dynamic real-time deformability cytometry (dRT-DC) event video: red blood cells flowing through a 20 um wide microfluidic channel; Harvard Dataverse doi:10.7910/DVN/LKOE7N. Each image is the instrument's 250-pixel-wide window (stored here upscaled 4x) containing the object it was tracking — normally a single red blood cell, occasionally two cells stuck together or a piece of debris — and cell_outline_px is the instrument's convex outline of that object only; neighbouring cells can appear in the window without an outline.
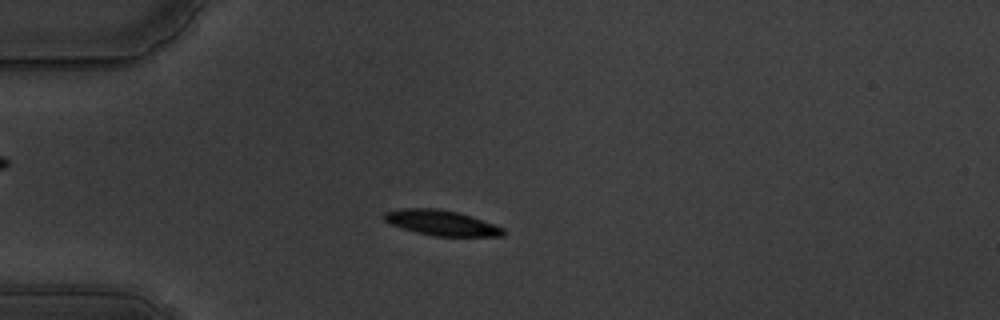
{"species": "common noctule bat (a hibernating species)", "species_latin": "Nyctalus noctula", "temperature_condition": "warm", "stored_images_in_passage": 57, "camera_frame_rate_fps": 3000, "um_per_image_px": 0.085, "animal": {"sex": "male", "body_mass_g": 19.5, "forearm_length_mm": 54.6}, "frame": {"image": 1, "passage_image": 15, "time_ms": 4.667, "image_size_px": [1000, 320], "cell_outline_px": [[508, 232], [504, 236], [436, 236], [416, 232], [392, 224], [384, 220], [384, 212], [400, 208], [436, 208], [456, 212], [504, 228]], "centroid_in_image_um": [37.52, 18.94], "position_along_channel_um": 47.5, "area_um2": 17.22}}
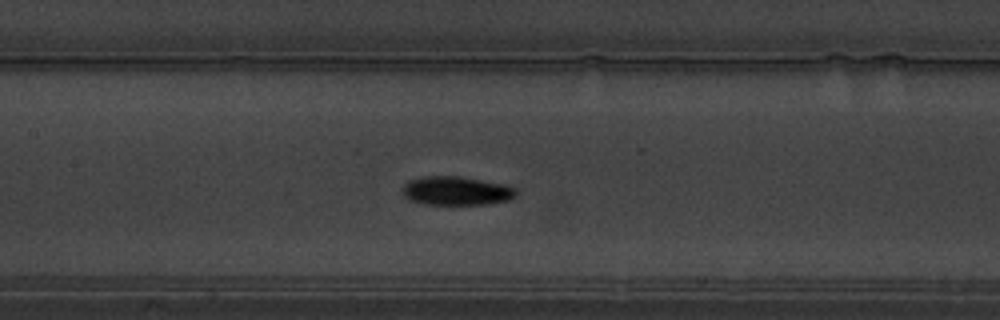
{"frame": {"image": 2, "passage_image": 27, "time_ms": 8.667, "image_size_px": [1000, 320], "cell_outline_px": [[516, 196], [508, 200], [488, 204], [424, 204], [412, 200], [404, 196], [400, 192], [404, 184], [408, 180], [424, 176], [460, 176], [504, 184], [516, 188]], "centroid_in_image_um": [38.77, 16.21], "position_along_channel_um": 168.6, "area_um2": 19.13}}
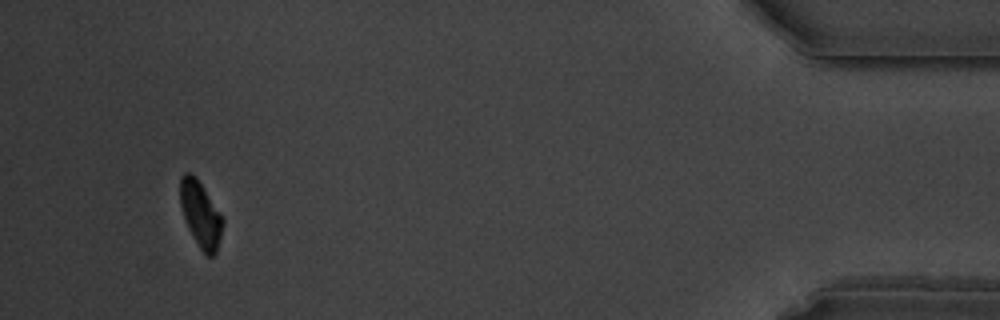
{"frame": {"image": 3, "passage_image": 54, "time_ms": 17.667, "image_size_px": [1000, 320], "cell_outline_px": [[224, 224], [216, 252], [212, 256], [208, 256], [200, 248], [184, 216], [180, 204], [180, 176], [184, 172], [188, 172], [196, 176], [224, 220]], "centroid_in_image_um": [17.05, 18.17], "position_along_channel_um": 418.1, "area_um2": 15.84}, "authors_computed_cell_mechanics": {"area_um2": 17.6868, "velocity_mm_per_s": 3.5121, "shape_relaxation_time_tau1_ms": 3.4127, "shape_relaxation_time_tau2_ms": 8.7607, "deformation_change_tau1": 0.1627, "deformation_change_tau2": 0.0825}}